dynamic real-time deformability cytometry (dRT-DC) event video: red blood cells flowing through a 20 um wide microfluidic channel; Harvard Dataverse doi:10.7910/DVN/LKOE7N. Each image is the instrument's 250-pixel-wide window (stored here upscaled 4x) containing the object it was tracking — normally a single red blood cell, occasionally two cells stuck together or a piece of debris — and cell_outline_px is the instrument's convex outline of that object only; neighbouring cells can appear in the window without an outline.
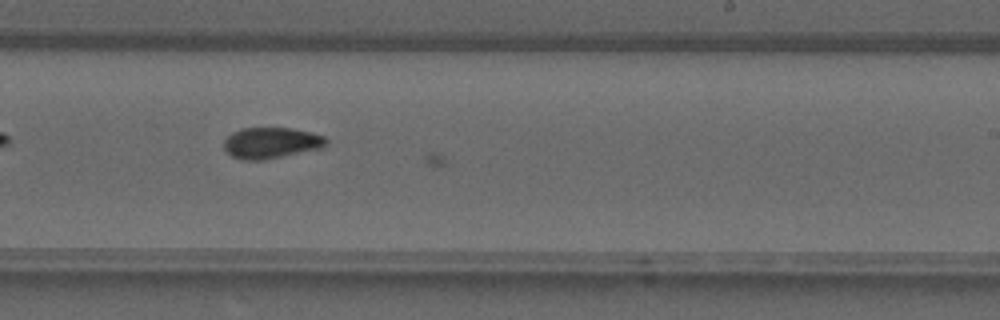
{"species": "common noctule bat (a hibernating species)", "species_latin": "Nyctalus noctula", "temperature_condition": "warm", "stored_images_in_passage": 26, "camera_frame_rate_fps": 3000, "um_per_image_px": 0.085, "animal": {"sex": "male", "forearm_length_mm": 52.5}, "frame": {"image": 1, "passage_image": 23, "time_ms": 7.333, "image_size_px": [1000, 320], "cell_outline_px": [[328, 144], [324, 148], [264, 160], [244, 160], [232, 156], [224, 148], [224, 140], [232, 132], [240, 128], [292, 128], [312, 132], [324, 136], [328, 140]], "centroid_in_image_um": [23.09, 12.14], "position_along_channel_um": 265.9, "area_um2": 18.73}}